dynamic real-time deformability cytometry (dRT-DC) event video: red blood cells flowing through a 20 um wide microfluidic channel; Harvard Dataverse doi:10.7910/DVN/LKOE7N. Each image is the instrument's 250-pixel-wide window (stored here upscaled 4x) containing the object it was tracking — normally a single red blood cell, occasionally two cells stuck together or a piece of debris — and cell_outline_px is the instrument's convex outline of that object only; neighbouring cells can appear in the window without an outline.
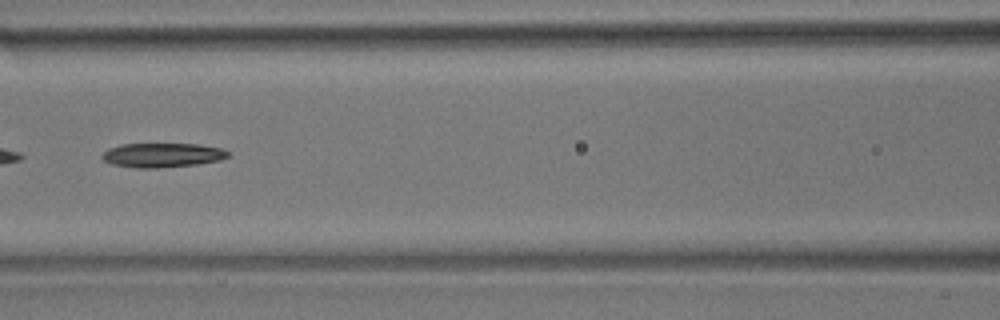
{"species": "common noctule bat (a hibernating species)", "species_latin": "Nyctalus noctula", "temperature_condition": "room temperature", "stored_images_in_passage": 53, "camera_frame_rate_fps": 3000, "um_per_image_px": 0.085, "animal": {"sex": "male", "body_mass_g": 17.9}, "frame": {"image": 1, "passage_image": 23, "time_ms": 7.333, "image_size_px": [1000, 320], "cell_outline_px": [[228, 156], [220, 160], [196, 164], [156, 168], [136, 168], [112, 164], [104, 160], [100, 156], [108, 148], [120, 144], [200, 144], [220, 148], [228, 152]], "centroid_in_image_um": [13.76, 13.18], "position_along_channel_um": 152.8, "area_um2": 17.74}, "authors_computed_cell_mechanics": {"area_um2": 18.0914, "velocity_mm_per_s": 3.8673, "shape_relaxation_time_tau1_ms": 3.216, "shape_relaxation_time_tau2_ms": null, "deformation_change_tau1": 0.1639, "deformation_change_tau2": null}}